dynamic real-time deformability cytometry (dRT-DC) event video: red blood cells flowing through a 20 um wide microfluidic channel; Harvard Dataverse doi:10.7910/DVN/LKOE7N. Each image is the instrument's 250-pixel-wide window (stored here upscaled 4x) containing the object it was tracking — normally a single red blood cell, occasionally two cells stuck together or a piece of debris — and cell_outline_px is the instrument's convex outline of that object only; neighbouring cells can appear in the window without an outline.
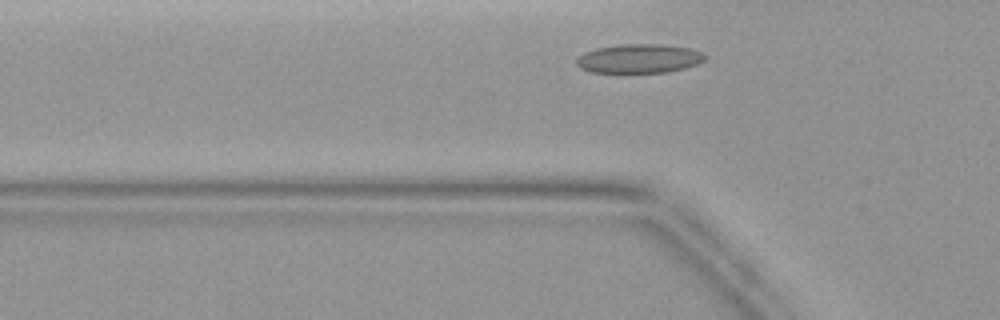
{"species": "common noctule bat (a hibernating species)", "species_latin": "Nyctalus noctula", "temperature_condition": "warm", "stored_images_in_passage": 27, "camera_frame_rate_fps": 3000, "um_per_image_px": 0.085, "animal": {"sex": "female", "body_mass_g": 19.9}, "frame": {"image": 1, "passage_image": 5, "time_ms": 1.333, "image_size_px": [1000, 320], "cell_outline_px": [[708, 56], [704, 60], [696, 64], [684, 68], [668, 72], [624, 76], [588, 72], [580, 68], [576, 64], [576, 56], [584, 52], [596, 48], [620, 44], [664, 44], [692, 48]], "centroid_in_image_um": [54.25, 5.03], "position_along_channel_um": 71.6, "area_um2": 23.06}}
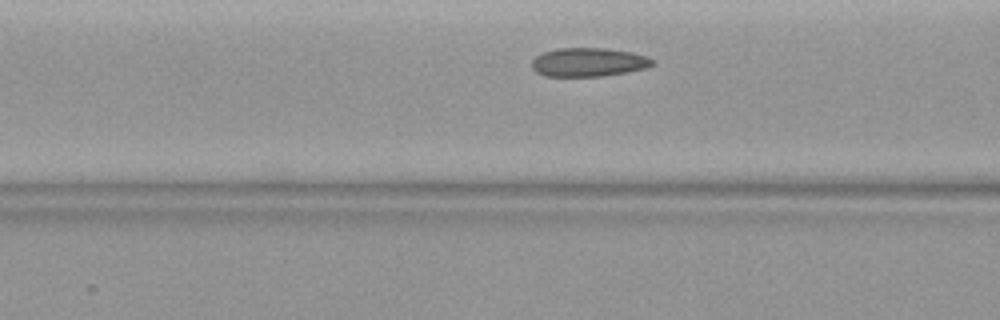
{"frame": {"image": 2, "passage_image": 8, "time_ms": 2.333, "image_size_px": [1000, 320], "cell_outline_px": [[656, 64], [648, 68], [628, 72], [604, 76], [544, 76], [536, 72], [532, 68], [532, 60], [536, 56], [544, 52], [564, 44], [580, 44], [632, 52], [648, 56], [656, 60]], "centroid_in_image_um": [50.03, 5.22], "position_along_channel_um": 116.6, "area_um2": 21.56}}